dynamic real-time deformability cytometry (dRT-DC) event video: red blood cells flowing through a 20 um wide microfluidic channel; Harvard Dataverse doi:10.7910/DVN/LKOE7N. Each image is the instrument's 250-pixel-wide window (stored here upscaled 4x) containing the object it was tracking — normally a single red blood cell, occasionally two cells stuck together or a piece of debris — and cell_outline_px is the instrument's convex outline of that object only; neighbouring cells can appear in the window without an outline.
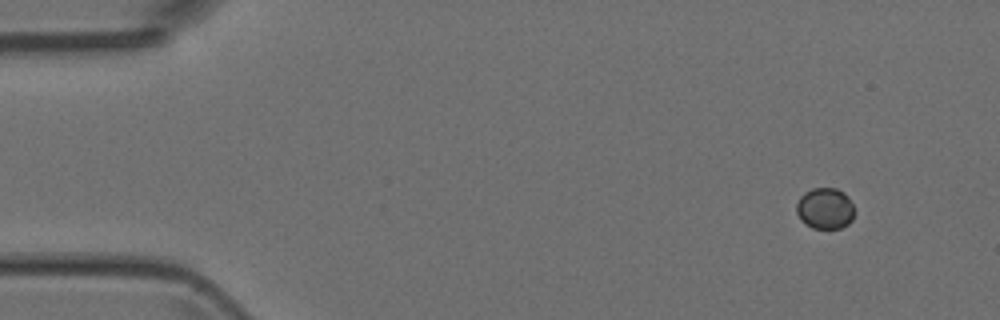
{"species": "Egyptian fruit bat (a non-hibernating species)", "species_latin": "Rousettus aegyptiacus", "temperature_condition": "room temperature", "stored_images_in_passage": 5, "camera_frame_rate_fps": 3000, "um_per_image_px": 0.085, "animal": {"sex": "female"}, "frame": {"image": 1, "passage_image": 1, "time_ms": 0.0, "image_size_px": [1000, 320], "cell_outline_px": [[852, 220], [848, 224], [840, 228], [812, 228], [804, 224], [800, 220], [796, 212], [796, 204], [800, 196], [804, 192], [812, 188], [836, 188], [844, 192], [848, 196], [852, 204]], "centroid_in_image_um": [70.09, 17.71], "position_along_channel_um": 14.9, "area_um2": 13.99}}